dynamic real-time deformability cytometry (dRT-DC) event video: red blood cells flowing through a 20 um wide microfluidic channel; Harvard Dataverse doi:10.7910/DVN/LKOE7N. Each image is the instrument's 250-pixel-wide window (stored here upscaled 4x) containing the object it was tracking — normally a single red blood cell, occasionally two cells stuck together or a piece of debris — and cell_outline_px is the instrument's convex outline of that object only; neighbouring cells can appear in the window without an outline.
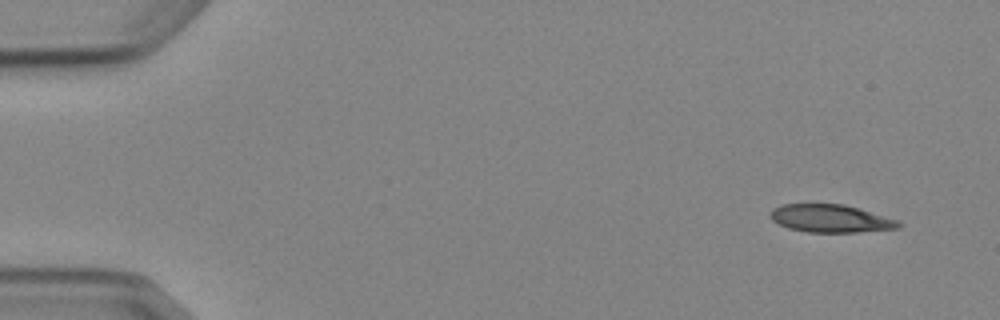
{"species": "Egyptian fruit bat (a non-hibernating species)", "species_latin": "Rousettus aegyptiacus", "temperature_condition": "cold", "stored_images_in_passage": 5, "camera_frame_rate_fps": 3000, "um_per_image_px": 0.085, "animal": {"sex": "female"}, "frame": {"image": 1, "passage_image": 1, "time_ms": 0.0, "image_size_px": [1000, 320], "cell_outline_px": [[904, 224], [900, 228], [856, 232], [808, 232], [788, 228], [772, 220], [768, 216], [772, 208], [784, 204], [844, 204], [900, 220]], "centroid_in_image_um": [70.63, 18.57], "position_along_channel_um": 14.4, "area_um2": 20.92}}